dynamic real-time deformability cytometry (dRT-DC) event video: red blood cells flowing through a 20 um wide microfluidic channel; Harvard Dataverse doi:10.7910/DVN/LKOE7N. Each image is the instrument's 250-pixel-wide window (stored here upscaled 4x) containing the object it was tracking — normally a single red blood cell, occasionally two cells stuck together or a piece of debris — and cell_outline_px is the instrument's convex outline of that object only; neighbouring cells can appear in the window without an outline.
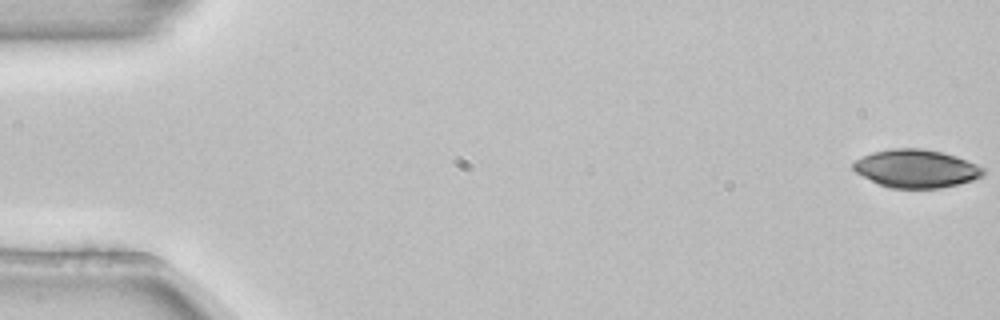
{"species": "common noctule bat (a hibernating species)", "species_latin": "Nyctalus noctula", "temperature_condition": "room temperature", "stored_images_in_passage": 54, "camera_frame_rate_fps": 3000, "um_per_image_px": 0.085, "animal": {"sex": "female", "body_mass_g": 22.7, "forearm_length_mm": 54.2}, "frame": {"image": 1, "passage_image": 1, "time_ms": 0.0, "image_size_px": [1000, 320], "cell_outline_px": [[984, 176], [960, 184], [940, 188], [888, 188], [856, 172], [852, 168], [852, 164], [856, 160], [872, 152], [892, 148], [924, 148], [956, 156], [976, 164], [984, 168]], "centroid_in_image_um": [77.89, 14.33], "position_along_channel_um": 7.1, "area_um2": 28.78}}
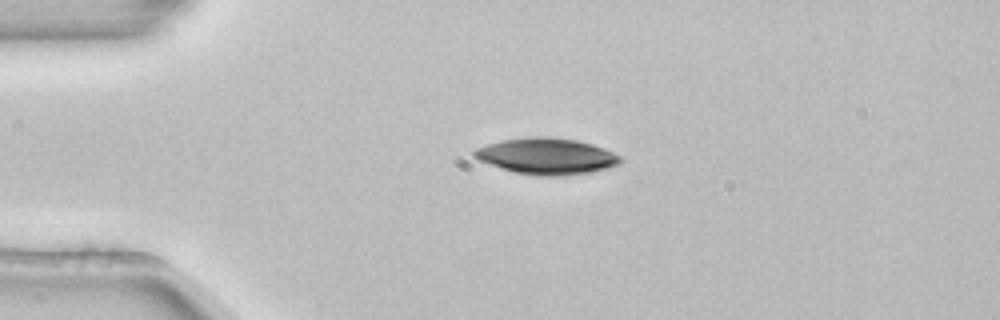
{"frame": {"image": 2, "passage_image": 13, "time_ms": 4.0, "image_size_px": [1000, 320], "cell_outline_px": [[624, 160], [620, 164], [588, 172], [560, 176], [536, 176], [512, 172], [480, 160], [472, 156], [472, 152], [476, 148], [500, 140], [528, 136], [552, 136], [576, 140], [592, 144], [604, 148], [620, 156]], "centroid_in_image_um": [46.44, 13.26], "position_along_channel_um": 38.6, "area_um2": 30.98}}
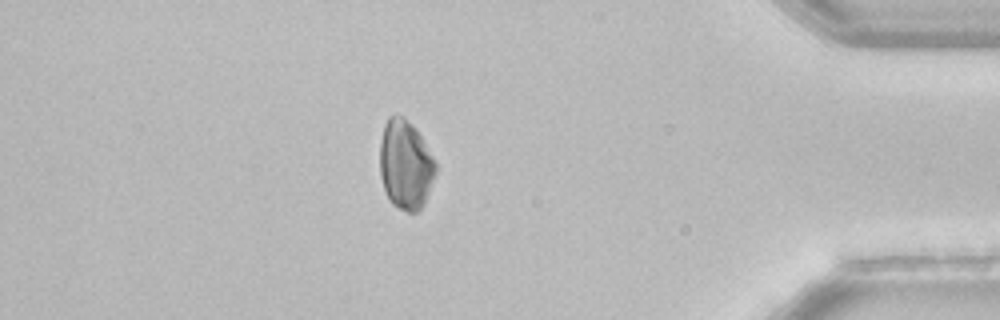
{"frame": {"image": 3, "passage_image": 47, "time_ms": 15.333, "image_size_px": [1000, 320], "cell_outline_px": [[436, 172], [424, 204], [416, 212], [408, 212], [392, 204], [384, 188], [380, 176], [380, 140], [384, 124], [388, 116], [396, 112], [404, 116], [416, 128], [432, 156], [436, 164]], "centroid_in_image_um": [34.45, 13.95], "position_along_channel_um": 400.8, "area_um2": 29.13}}